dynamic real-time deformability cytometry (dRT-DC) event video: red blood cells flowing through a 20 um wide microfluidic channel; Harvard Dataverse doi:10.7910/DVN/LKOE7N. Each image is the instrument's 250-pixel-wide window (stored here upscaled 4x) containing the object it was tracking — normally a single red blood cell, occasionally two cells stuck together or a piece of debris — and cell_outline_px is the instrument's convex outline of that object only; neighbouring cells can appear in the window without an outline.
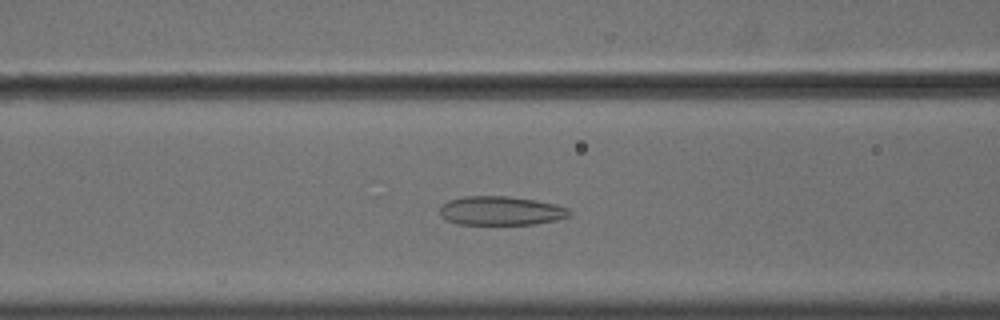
{"species": "common noctule bat (a hibernating species)", "species_latin": "Nyctalus noctula", "temperature_condition": "cold", "stored_images_in_passage": 55, "camera_frame_rate_fps": 3000, "um_per_image_px": 0.085, "animal": {"sex": "male", "body_mass_g": 18.8}, "frame": {"image": 1, "passage_image": 23, "time_ms": 7.333, "image_size_px": [1000, 320], "cell_outline_px": [[572, 216], [556, 220], [532, 224], [456, 224], [440, 216], [440, 204], [448, 200], [464, 196], [508, 196], [536, 200], [568, 208], [572, 212]], "centroid_in_image_um": [42.55, 17.91], "position_along_channel_um": 124.0, "area_um2": 21.96}}
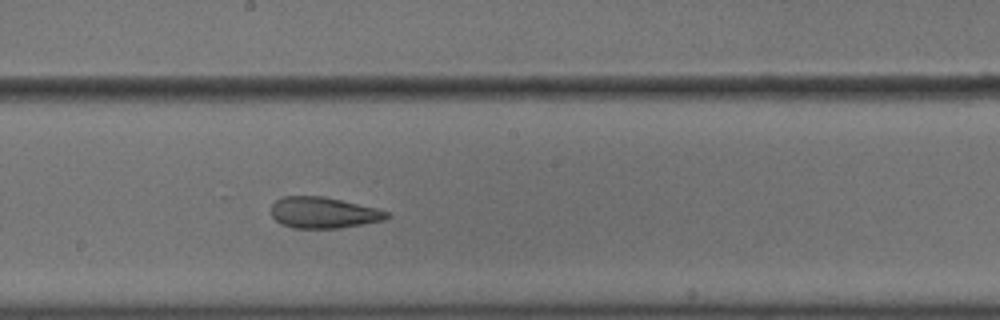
{"frame": {"image": 2, "passage_image": 31, "time_ms": 10.0, "image_size_px": [1000, 320], "cell_outline_px": [[388, 216], [384, 220], [336, 228], [292, 228], [280, 224], [272, 216], [272, 204], [276, 200], [284, 196], [324, 196], [376, 208], [388, 212]], "centroid_in_image_um": [27.44, 18.07], "position_along_channel_um": 220.8, "area_um2": 20.75}}
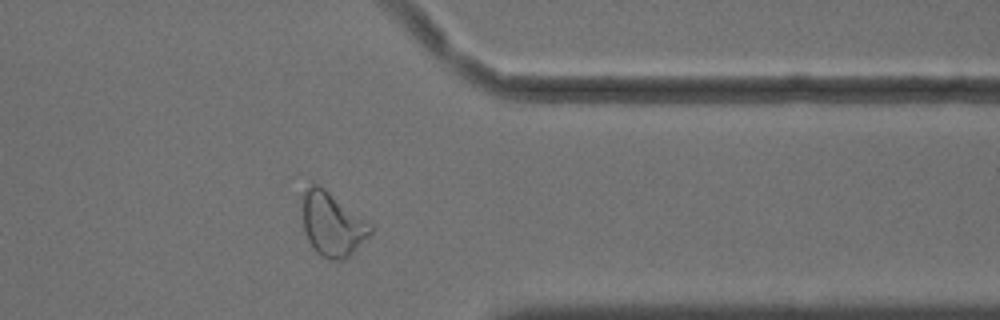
{"frame": {"image": 3, "passage_image": 45, "time_ms": 14.667, "image_size_px": [1000, 320], "cell_outline_px": [[372, 232], [344, 260], [328, 260], [316, 252], [312, 248], [304, 232], [300, 208], [300, 196], [312, 184], [320, 184], [372, 224]], "centroid_in_image_um": [28.18, 19.03], "position_along_channel_um": 383.2, "area_um2": 25.72}, "authors_computed_cell_mechanics": {"area_um2": 25.7788, "velocity_mm_per_s": 3.6217, "shape_relaxation_time_tau1_ms": null, "shape_relaxation_time_tau2_ms": 2.183, "deformation_change_tau1": null, "deformation_change_tau2": 0.0949}}